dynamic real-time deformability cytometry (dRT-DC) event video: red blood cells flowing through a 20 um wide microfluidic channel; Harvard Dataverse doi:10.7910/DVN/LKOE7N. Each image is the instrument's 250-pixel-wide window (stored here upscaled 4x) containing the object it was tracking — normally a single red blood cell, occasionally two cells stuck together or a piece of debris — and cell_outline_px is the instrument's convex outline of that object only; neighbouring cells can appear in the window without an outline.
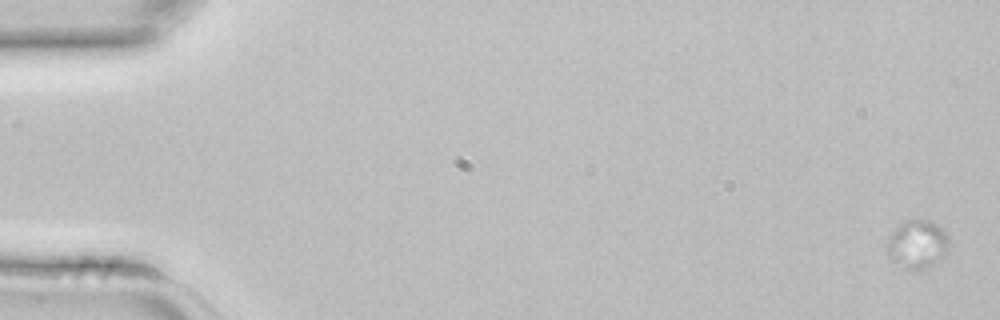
{"species": "common noctule bat (a hibernating species)", "species_latin": "Nyctalus noctula", "temperature_condition": "room temperature", "stored_images_in_passage": 4, "camera_frame_rate_fps": 3000, "um_per_image_px": 0.085, "animal": {"sex": "female", "body_mass_g": 22.7, "forearm_length_mm": 54.2}, "frame": {"image": 1, "passage_image": 1, "time_ms": 0.0, "image_size_px": [1000, 320], "cell_outline_px": [[948, 248], [944, 256], [940, 260], [920, 272], [916, 272], [908, 268], [888, 256], [888, 236], [904, 220], [932, 220], [940, 224], [944, 228], [948, 236]], "centroid_in_image_um": [78.03, 20.74], "position_along_channel_um": 7.0, "area_um2": 17.57}}
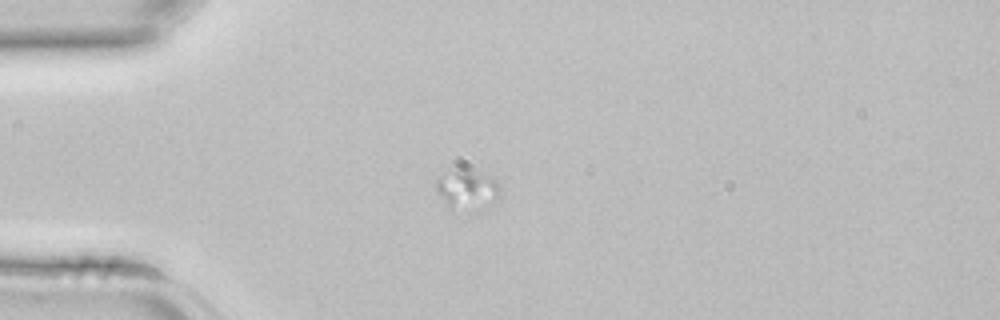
{"frame": {"image": 2, "passage_image": 4, "time_ms": 1.0, "image_size_px": [1000, 320], "cell_outline_px": [[500, 192], [496, 200], [452, 208], [448, 208], [436, 192], [436, 180], [448, 168], [460, 168], [488, 176], [496, 180], [500, 184]], "centroid_in_image_um": [39.61, 15.98], "position_along_channel_um": 45.4, "area_um2": 13.87}}